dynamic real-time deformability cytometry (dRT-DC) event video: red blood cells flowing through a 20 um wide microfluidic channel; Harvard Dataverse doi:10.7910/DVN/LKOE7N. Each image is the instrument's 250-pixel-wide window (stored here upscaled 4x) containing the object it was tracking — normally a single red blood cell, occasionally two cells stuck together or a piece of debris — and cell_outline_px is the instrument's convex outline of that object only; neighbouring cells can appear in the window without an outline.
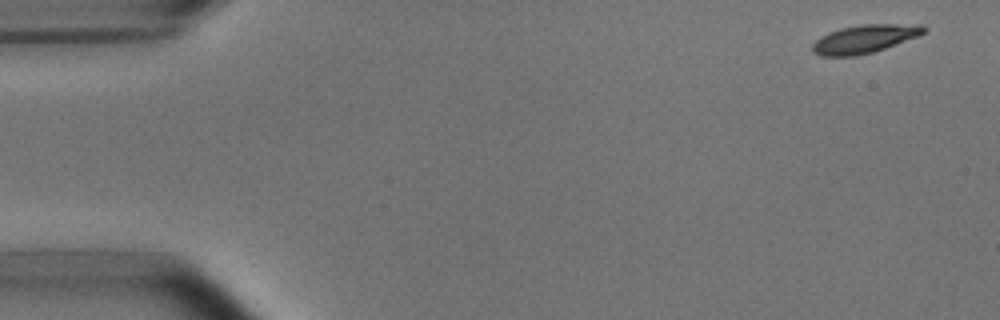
{"species": "common noctule bat (a hibernating species)", "species_latin": "Nyctalus noctula", "temperature_condition": "room temperature", "stored_images_in_passage": 44, "camera_frame_rate_fps": 3000, "um_per_image_px": 0.085, "animal": {"sex": "male", "body_mass_g": 15.6}, "frame": {"image": 1, "passage_image": 1, "time_ms": 0.0, "image_size_px": [1000, 320], "cell_outline_px": [[928, 28], [920, 36], [872, 52], [856, 56], [820, 56], [812, 52], [812, 44], [820, 36], [828, 32], [840, 28], [860, 24], [924, 24]], "centroid_in_image_um": [73.5, 3.29], "position_along_channel_um": 11.5, "area_um2": 18.55}}
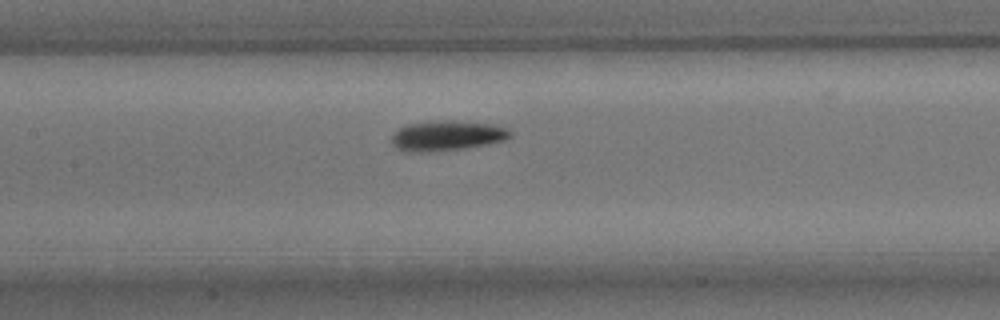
{"frame": {"image": 2, "passage_image": 23, "time_ms": 7.333, "image_size_px": [1000, 320], "cell_outline_px": [[512, 136], [504, 140], [464, 148], [420, 152], [396, 148], [392, 144], [392, 132], [396, 128], [404, 124], [436, 120], [456, 120], [492, 124], [508, 128], [512, 132]], "centroid_in_image_um": [37.96, 11.49], "position_along_channel_um": 169.4, "area_um2": 20.87}}
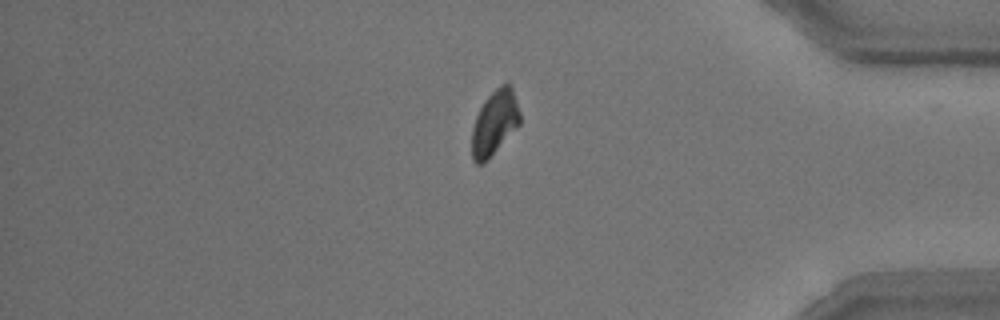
{"frame": {"image": 3, "passage_image": 43, "time_ms": 14.0, "image_size_px": [1000, 320], "cell_outline_px": [[520, 124], [480, 164], [476, 164], [472, 160], [472, 128], [476, 116], [484, 100], [500, 84], [512, 84], [520, 112]], "centroid_in_image_um": [42.04, 10.36], "position_along_channel_um": 393.2, "area_um2": 17.69}, "authors_computed_cell_mechanics": {"area_um2": 18.8139, "velocity_mm_per_s": 3.7637, "shape_relaxation_time_tau1_ms": 2.0423, "shape_relaxation_time_tau2_ms": null, "deformation_change_tau1": 0.0978, "deformation_change_tau2": null}}